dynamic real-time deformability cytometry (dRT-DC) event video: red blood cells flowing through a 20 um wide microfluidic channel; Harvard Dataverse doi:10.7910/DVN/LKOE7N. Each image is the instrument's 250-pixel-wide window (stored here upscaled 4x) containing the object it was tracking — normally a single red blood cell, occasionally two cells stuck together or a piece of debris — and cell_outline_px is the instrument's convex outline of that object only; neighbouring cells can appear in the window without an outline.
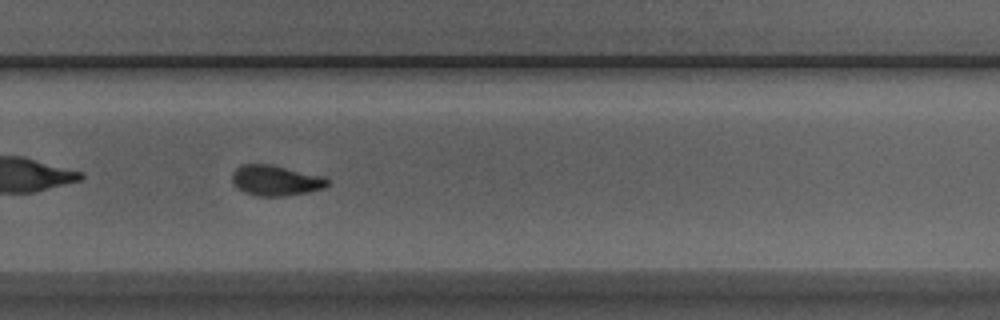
{"species": "Egyptian fruit bat (a non-hibernating species)", "species_latin": "Rousettus aegyptiacus", "temperature_condition": "room temperature", "stored_images_in_passage": 42, "camera_frame_rate_fps": 3000, "um_per_image_px": 0.085, "animal": {"sex": "male"}, "frame": {"image": 1, "passage_image": 24, "time_ms": 7.667, "image_size_px": [1000, 320], "cell_outline_px": [[332, 180], [324, 188], [308, 192], [284, 196], [256, 196], [244, 192], [236, 188], [232, 184], [232, 172], [240, 164], [268, 164], [324, 176]], "centroid_in_image_um": [23.42, 15.34], "position_along_channel_um": 306.4, "area_um2": 17.11}}
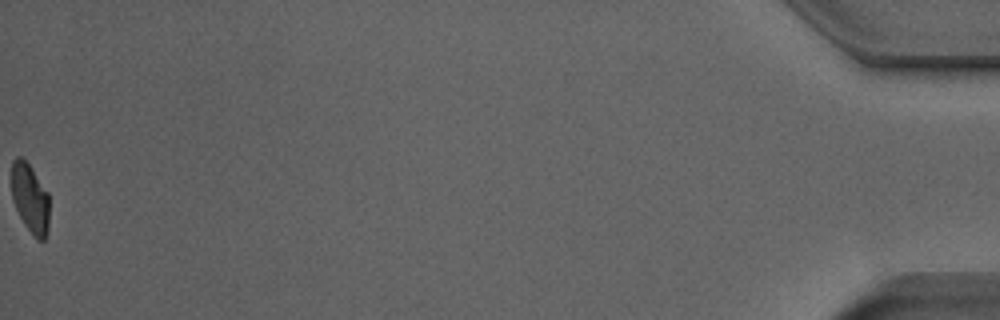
{"frame": {"image": 2, "passage_image": 42, "time_ms": 13.667, "image_size_px": [1000, 320], "cell_outline_px": [[48, 232], [44, 240], [36, 240], [32, 236], [24, 224], [16, 208], [12, 196], [12, 160], [16, 156], [20, 156], [32, 168], [48, 192]], "centroid_in_image_um": [2.56, 16.88], "position_along_channel_um": 432.6, "area_um2": 15.26}, "authors_computed_cell_mechanics": {"area_um2": 16.9354, "velocity_mm_per_s": 3.9273, "shape_relaxation_time_tau1_ms": 8.1919, "shape_relaxation_time_tau2_ms": 2.048, "deformation_change_tau1": 0.2251, "deformation_change_tau2": 0.0683}}